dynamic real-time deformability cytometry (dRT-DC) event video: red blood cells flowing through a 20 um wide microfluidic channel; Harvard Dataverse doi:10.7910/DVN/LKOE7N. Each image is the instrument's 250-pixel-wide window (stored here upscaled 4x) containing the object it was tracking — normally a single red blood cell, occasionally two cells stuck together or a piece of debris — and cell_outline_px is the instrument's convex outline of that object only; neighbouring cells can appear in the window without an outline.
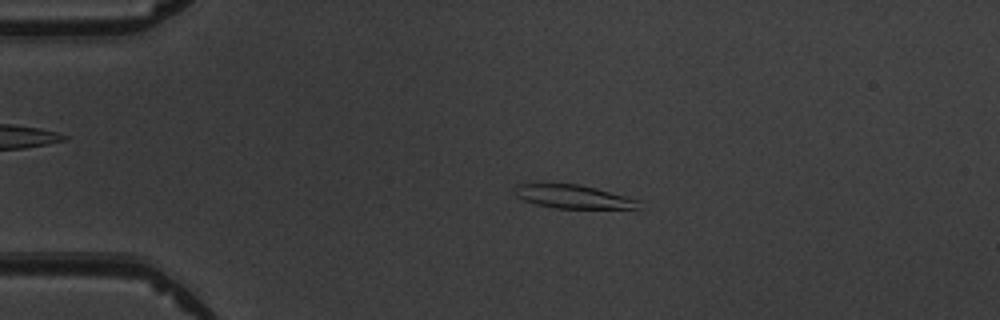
{"species": "common noctule bat (a hibernating species)", "species_latin": "Nyctalus noctula", "temperature_condition": "warm", "stored_images_in_passage": 3, "camera_frame_rate_fps": 3000, "um_per_image_px": 0.085, "animal": {"sex": "male", "body_mass_g": 19.5, "forearm_length_mm": 54.6}, "frame": {"image": 1, "passage_image": 2, "time_ms": 2.0, "image_size_px": [1000, 320], "cell_outline_px": [[640, 208], [556, 208], [536, 204], [524, 200], [516, 196], [512, 188], [516, 184], [580, 184], [596, 188], [640, 200]], "centroid_in_image_um": [48.7, 16.71], "position_along_channel_um": 36.3, "area_um2": 16.88}}